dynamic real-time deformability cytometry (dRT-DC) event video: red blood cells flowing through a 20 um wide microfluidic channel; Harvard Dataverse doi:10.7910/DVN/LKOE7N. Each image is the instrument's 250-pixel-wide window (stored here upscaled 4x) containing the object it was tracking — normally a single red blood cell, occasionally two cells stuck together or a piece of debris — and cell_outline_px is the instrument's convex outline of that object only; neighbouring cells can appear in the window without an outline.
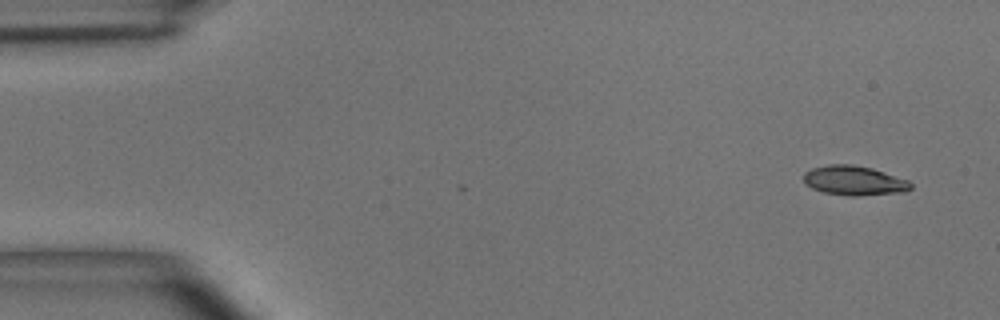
{"species": "common noctule bat (a hibernating species)", "species_latin": "Nyctalus noctula", "temperature_condition": "room temperature", "stored_images_in_passage": 5, "camera_frame_rate_fps": 3000, "um_per_image_px": 0.085, "animal": {"sex": "male", "body_mass_g": 15.6}, "frame": {"image": 1, "passage_image": 1, "time_ms": 0.0, "image_size_px": [1000, 320], "cell_outline_px": [[912, 188], [904, 192], [860, 196], [848, 196], [824, 192], [812, 188], [804, 184], [804, 172], [812, 168], [828, 164], [852, 164], [872, 168], [908, 180], [912, 184]], "centroid_in_image_um": [72.6, 15.35], "position_along_channel_um": 12.4, "area_um2": 18.55}}